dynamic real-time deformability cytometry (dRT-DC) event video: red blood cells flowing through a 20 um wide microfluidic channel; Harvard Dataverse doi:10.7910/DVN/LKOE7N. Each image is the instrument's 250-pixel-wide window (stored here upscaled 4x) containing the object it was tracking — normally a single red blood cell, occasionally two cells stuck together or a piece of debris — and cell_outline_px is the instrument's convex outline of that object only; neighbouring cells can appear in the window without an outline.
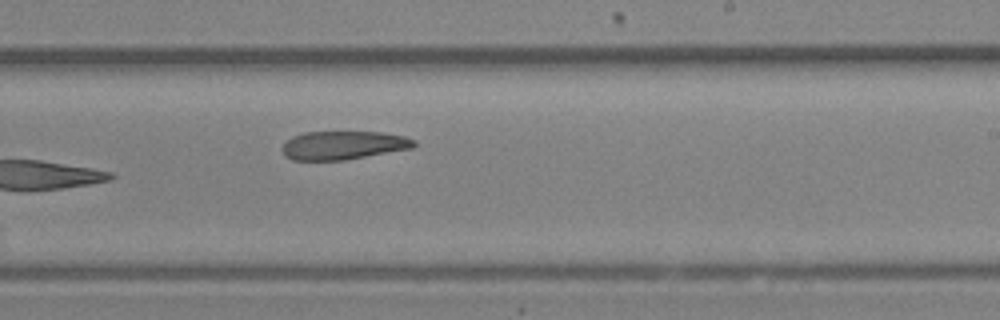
{"species": "Egyptian fruit bat (a non-hibernating species)", "species_latin": "Rousettus aegyptiacus", "temperature_condition": "room temperature", "stored_images_in_passage": 16, "camera_frame_rate_fps": 3000, "um_per_image_px": 0.085, "animal": {"sex": "female"}, "frame": {"image": 1, "passage_image": 16, "time_ms": 5.0, "image_size_px": [1000, 320], "cell_outline_px": [[416, 144], [412, 148], [344, 160], [292, 160], [284, 156], [284, 144], [292, 136], [304, 132], [380, 132], [404, 136], [416, 140]], "centroid_in_image_um": [29.19, 12.34], "position_along_channel_um": 259.8, "area_um2": 21.73}}